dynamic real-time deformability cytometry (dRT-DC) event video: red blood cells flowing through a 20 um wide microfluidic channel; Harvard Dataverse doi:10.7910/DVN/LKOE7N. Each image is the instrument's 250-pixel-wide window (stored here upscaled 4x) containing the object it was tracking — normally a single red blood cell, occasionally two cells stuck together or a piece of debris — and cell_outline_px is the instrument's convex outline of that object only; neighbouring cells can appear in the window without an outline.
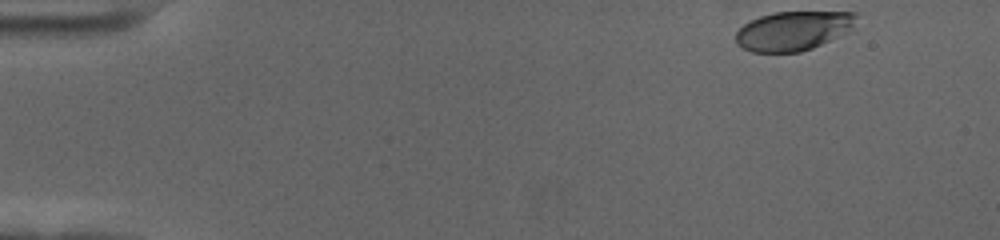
{"species": "human", "species_latin": "Homo sapiens", "temperature_condition": "cold", "stored_images_in_passage": 54, "camera_frame_rate_fps": 3000, "um_per_image_px": 0.085, "donor": {"sex": "female"}, "frame": {"image": 1, "passage_image": 1, "time_ms": 0.0, "image_size_px": [1000, 240], "cell_outline_px": [[856, 16], [848, 32], [812, 48], [800, 52], [752, 52], [736, 44], [736, 32], [748, 20], [772, 12], [856, 12]], "centroid_in_image_um": [67.37, 2.61], "position_along_channel_um": 17.6, "area_um2": 27.4}}
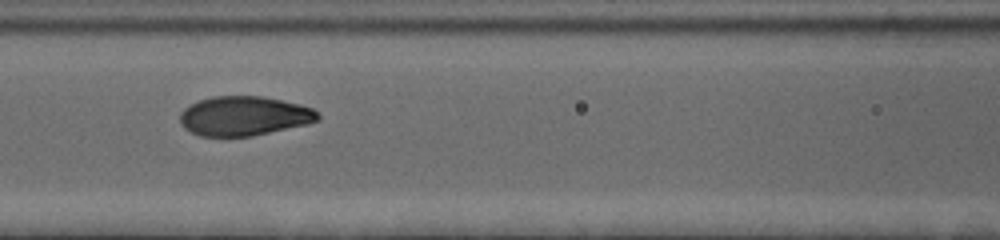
{"frame": {"image": 2, "passage_image": 22, "time_ms": 7.0, "image_size_px": [1000, 240], "cell_outline_px": [[320, 120], [308, 124], [252, 136], [200, 136], [184, 128], [180, 124], [180, 112], [184, 108], [200, 100], [212, 96], [264, 96], [300, 104], [312, 108], [320, 112]], "centroid_in_image_um": [20.78, 9.85], "position_along_channel_um": 145.8, "area_um2": 31.85}}
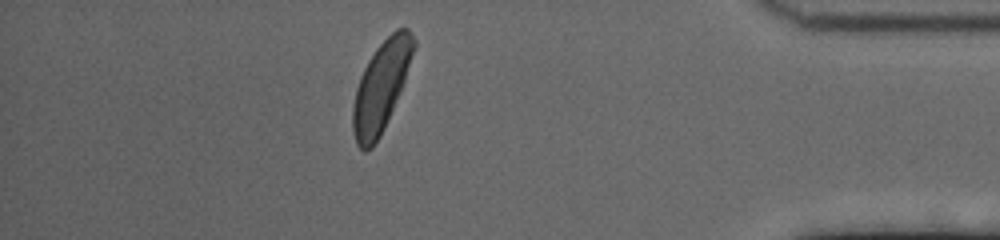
{"frame": {"image": 3, "passage_image": 47, "time_ms": 15.333, "image_size_px": [1000, 240], "cell_outline_px": [[416, 44], [400, 92], [384, 128], [380, 136], [372, 148], [364, 152], [356, 144], [352, 128], [352, 108], [356, 88], [360, 76], [368, 60], [376, 48], [396, 28], [408, 28], [416, 40]], "centroid_in_image_um": [32.37, 7.37], "position_along_channel_um": 402.8, "area_um2": 31.62}, "authors_computed_cell_mechanics": {"area_um2": 31.3854, "velocity_mm_per_s": 3.5177, "shape_relaxation_time_tau1_ms": 2.5666, "shape_relaxation_time_tau2_ms": null, "deformation_change_tau1": 0.1517, "deformation_change_tau2": null}}